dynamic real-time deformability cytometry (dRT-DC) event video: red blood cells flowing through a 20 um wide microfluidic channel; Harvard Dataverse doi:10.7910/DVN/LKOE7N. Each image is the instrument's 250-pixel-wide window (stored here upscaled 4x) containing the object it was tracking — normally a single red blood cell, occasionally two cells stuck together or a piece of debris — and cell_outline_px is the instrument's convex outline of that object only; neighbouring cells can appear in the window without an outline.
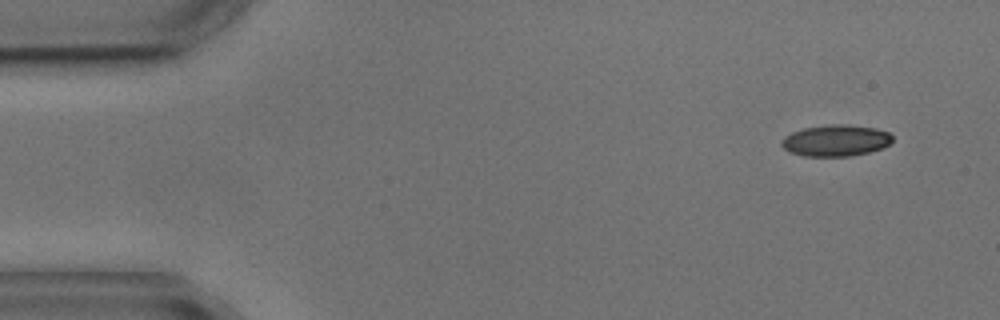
{"species": "common noctule bat (a hibernating species)", "species_latin": "Nyctalus noctula", "temperature_condition": "cold", "stored_images_in_passage": 4, "camera_frame_rate_fps": 3000, "um_per_image_px": 0.085, "animal": {"sex": "male", "body_mass_g": 17.9, "forearm_length_mm": 54.2}, "frame": {"image": 1, "passage_image": 1, "time_ms": 0.0, "image_size_px": [1000, 320], "cell_outline_px": [[892, 140], [888, 144], [880, 148], [868, 152], [848, 156], [804, 156], [792, 152], [784, 148], [780, 144], [780, 140], [784, 136], [792, 132], [804, 128], [828, 124], [848, 124], [876, 128], [888, 132], [892, 136]], "centroid_in_image_um": [71.01, 11.93], "position_along_channel_um": 14.0, "area_um2": 20.23}}
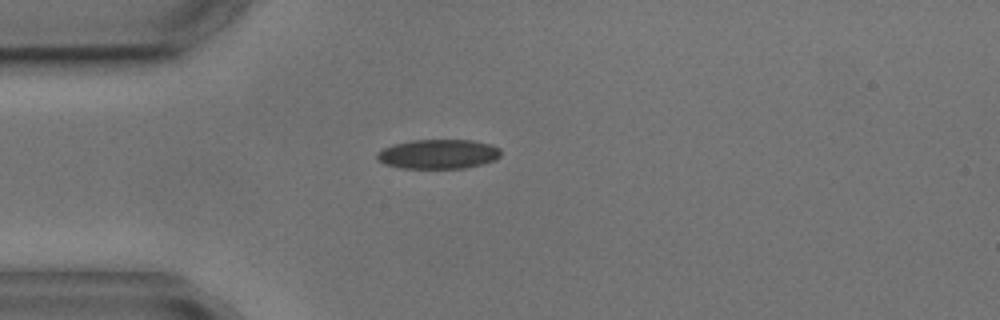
{"frame": {"image": 2, "passage_image": 3, "time_ms": 3.333, "image_size_px": [1000, 320], "cell_outline_px": [[500, 156], [496, 160], [484, 164], [464, 168], [400, 168], [384, 164], [376, 160], [376, 152], [392, 144], [412, 140], [472, 140], [492, 144], [500, 148]], "centroid_in_image_um": [37.25, 13.1], "position_along_channel_um": 47.8, "area_um2": 21.56}}